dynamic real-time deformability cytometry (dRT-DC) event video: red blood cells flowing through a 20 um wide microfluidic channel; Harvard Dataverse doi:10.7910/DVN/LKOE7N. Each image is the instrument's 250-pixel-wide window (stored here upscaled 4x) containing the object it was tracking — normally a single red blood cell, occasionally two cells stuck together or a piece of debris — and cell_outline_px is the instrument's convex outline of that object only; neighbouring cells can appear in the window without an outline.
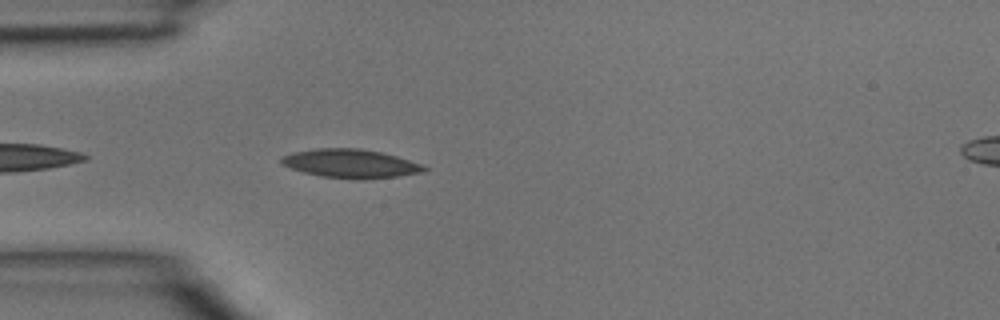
{"species": "common noctule bat (a hibernating species)", "species_latin": "Nyctalus noctula", "temperature_condition": "room temperature", "stored_images_in_passage": 3, "camera_frame_rate_fps": 3000, "um_per_image_px": 0.085, "animal": {"sex": "male", "body_mass_g": 15.6}, "frame": {"image": 1, "passage_image": 2, "time_ms": 0.333, "image_size_px": [1000, 320], "cell_outline_px": [[428, 168], [424, 172], [396, 176], [364, 180], [356, 180], [320, 176], [304, 172], [280, 164], [280, 156], [292, 152], [316, 148], [360, 148], [380, 152], [396, 156], [424, 164]], "centroid_in_image_um": [29.79, 13.9], "position_along_channel_um": 55.2, "area_um2": 24.16}}